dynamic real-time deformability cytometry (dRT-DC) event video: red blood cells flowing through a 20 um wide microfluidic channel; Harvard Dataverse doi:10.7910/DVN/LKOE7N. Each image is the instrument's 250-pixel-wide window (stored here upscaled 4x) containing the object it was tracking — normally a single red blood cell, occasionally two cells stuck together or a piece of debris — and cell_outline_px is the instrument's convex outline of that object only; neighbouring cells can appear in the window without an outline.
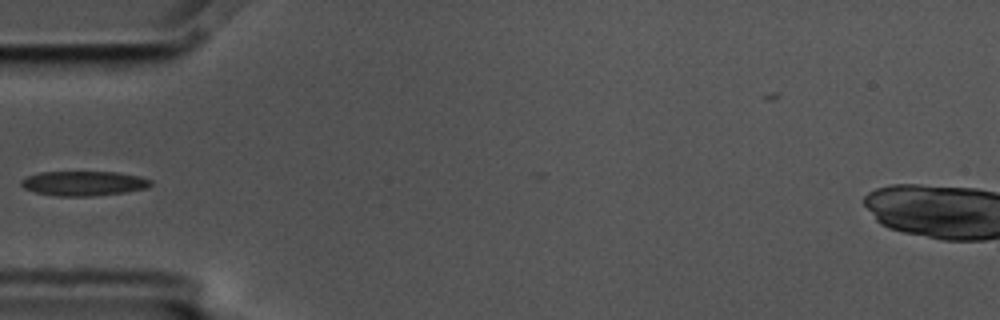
{"species": "common noctule bat (a hibernating species)", "species_latin": "Nyctalus noctula", "temperature_condition": "cold", "stored_images_in_passage": 8, "camera_frame_rate_fps": 3000, "um_per_image_px": 0.085, "animal": {"sex": "male", "body_mass_g": 17.5, "forearm_length_mm": 52.3}, "frame": {"image": 1, "passage_image": 5, "time_ms": 1.333, "image_size_px": [1000, 320], "cell_outline_px": [[152, 184], [148, 188], [124, 192], [92, 196], [56, 196], [36, 192], [24, 188], [20, 184], [20, 180], [28, 176], [40, 172], [116, 172], [140, 176], [152, 180]], "centroid_in_image_um": [7.12, 15.58], "position_along_channel_um": 77.9, "area_um2": 18.61}}